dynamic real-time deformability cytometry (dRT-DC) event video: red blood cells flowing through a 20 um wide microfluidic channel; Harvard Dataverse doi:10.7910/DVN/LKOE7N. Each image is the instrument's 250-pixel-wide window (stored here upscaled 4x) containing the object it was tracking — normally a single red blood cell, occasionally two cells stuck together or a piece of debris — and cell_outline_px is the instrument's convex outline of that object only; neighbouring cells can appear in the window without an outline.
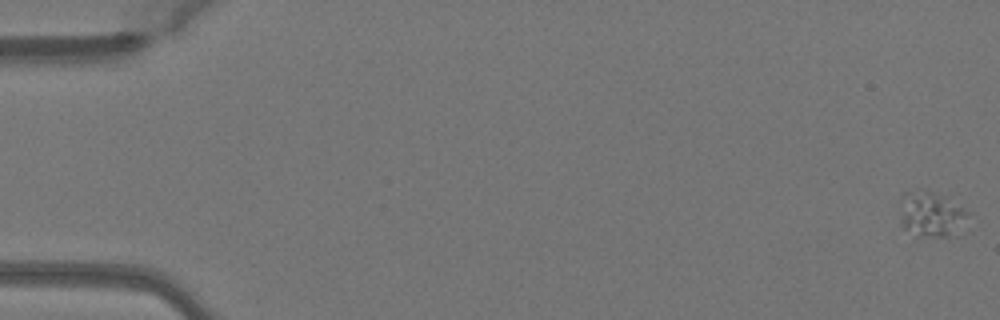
{"species": "Egyptian fruit bat (a non-hibernating species)", "species_latin": "Rousettus aegyptiacus", "temperature_condition": "warm", "stored_images_in_passage": 51, "camera_frame_rate_fps": 3000, "um_per_image_px": 0.085, "animal": {"sex": "female"}, "frame": {"image": 1, "passage_image": 1, "time_ms": 0.0, "image_size_px": [1000, 320], "cell_outline_px": [[968, 212], [948, 236], [920, 236], [904, 228], [900, 224], [904, 192], [932, 192]], "centroid_in_image_um": [79.03, 18.23], "position_along_channel_um": 6.0, "area_um2": 16.07}}
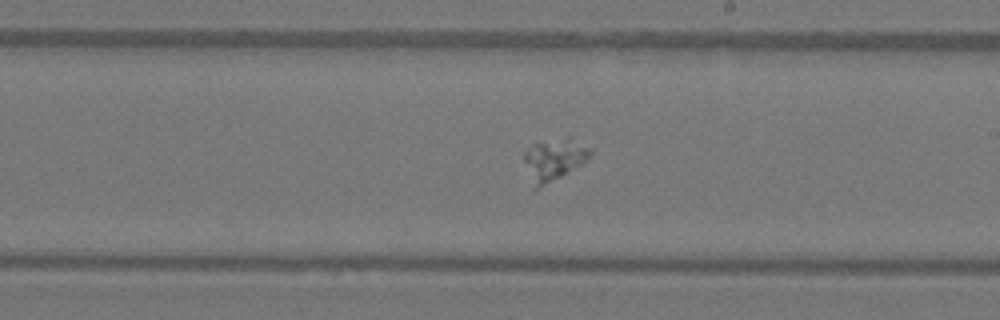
{"frame": {"image": 2, "passage_image": 30, "time_ms": 9.667, "image_size_px": [1000, 320], "cell_outline_px": [[592, 152], [588, 160], [560, 176], [536, 188], [532, 188], [524, 160], [524, 152], [532, 144], [568, 136], [592, 148]], "centroid_in_image_um": [47.1, 13.52], "position_along_channel_um": 241.9, "area_um2": 15.95}}
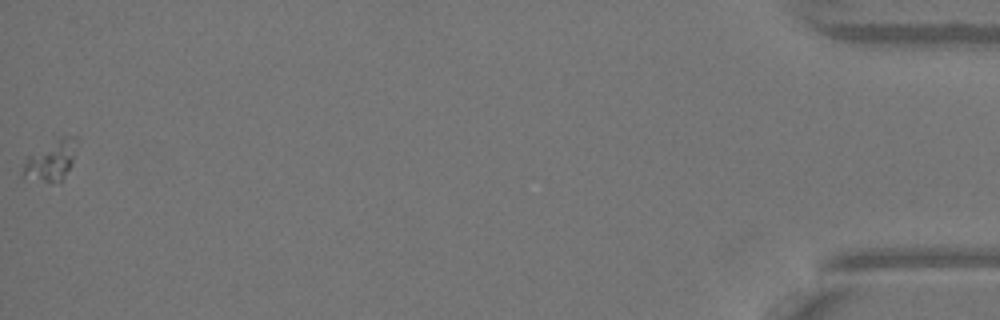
{"frame": {"image": 3, "passage_image": 51, "time_ms": 16.667, "image_size_px": [1000, 320], "cell_outline_px": [[80, 136], [72, 164], [60, 184], [24, 176], [24, 164], [28, 156], [64, 136]], "centroid_in_image_um": [4.45, 13.63], "position_along_channel_um": 430.8, "area_um2": 12.25}}